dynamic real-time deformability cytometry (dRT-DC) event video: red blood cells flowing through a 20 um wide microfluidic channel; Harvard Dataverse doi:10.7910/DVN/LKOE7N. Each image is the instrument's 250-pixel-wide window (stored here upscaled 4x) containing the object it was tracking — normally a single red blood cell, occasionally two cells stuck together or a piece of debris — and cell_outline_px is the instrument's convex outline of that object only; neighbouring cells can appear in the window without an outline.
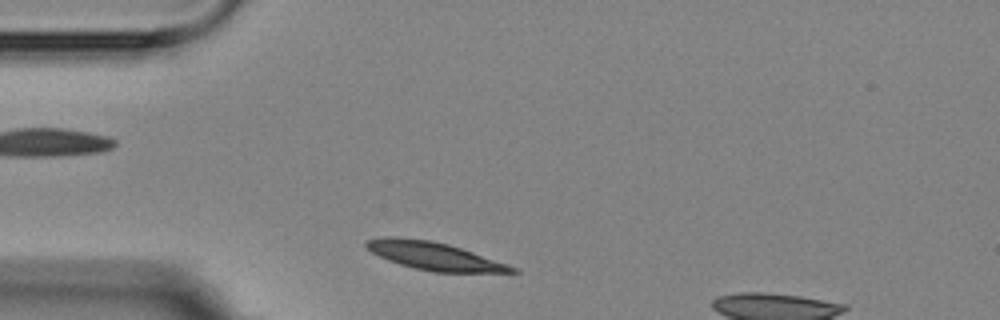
{"species": "Egyptian fruit bat (a non-hibernating species)", "species_latin": "Rousettus aegyptiacus", "temperature_condition": "room temperature", "stored_images_in_passage": 2, "camera_frame_rate_fps": 3000, "um_per_image_px": 0.085, "animal": {"sex": "female"}, "frame": {"image": 1, "passage_image": 1, "time_ms": 0.0, "image_size_px": [1000, 320], "cell_outline_px": [[520, 272], [432, 272], [400, 264], [388, 260], [372, 252], [364, 244], [368, 240], [380, 236], [392, 236], [432, 240], [448, 244], [508, 264], [516, 268]], "centroid_in_image_um": [36.88, 21.75], "position_along_channel_um": 48.1, "area_um2": 23.41}}